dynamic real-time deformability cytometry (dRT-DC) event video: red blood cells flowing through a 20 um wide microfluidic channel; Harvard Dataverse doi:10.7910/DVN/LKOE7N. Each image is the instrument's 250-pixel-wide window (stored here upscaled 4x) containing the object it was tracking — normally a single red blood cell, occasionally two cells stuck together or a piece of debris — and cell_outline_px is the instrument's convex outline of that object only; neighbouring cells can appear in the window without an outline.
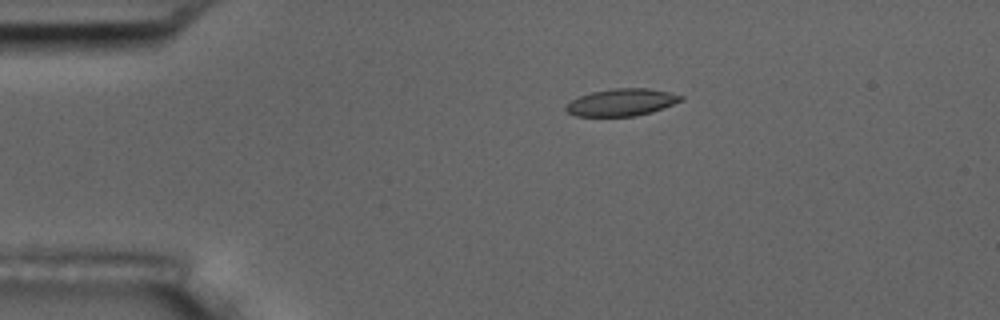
{"species": "common noctule bat (a hibernating species)", "species_latin": "Nyctalus noctula", "temperature_condition": "room temperature", "stored_images_in_passage": 6, "segment_of_instrument_passage": [1, 2], "camera_frame_rate_fps": 3000, "um_per_image_px": 0.085, "animal": {"sex": "male", "body_mass_g": 17.5, "forearm_length_mm": 52.3}, "frame": {"image": 1, "passage_image": 4, "time_ms": 3.333, "image_size_px": [1000, 320], "cell_outline_px": [[684, 100], [652, 112], [636, 116], [576, 116], [568, 112], [564, 108], [572, 100], [580, 96], [592, 92], [616, 88], [648, 88], [668, 92], [684, 96]], "centroid_in_image_um": [52.87, 8.7], "position_along_channel_um": 32.1, "area_um2": 18.09}}